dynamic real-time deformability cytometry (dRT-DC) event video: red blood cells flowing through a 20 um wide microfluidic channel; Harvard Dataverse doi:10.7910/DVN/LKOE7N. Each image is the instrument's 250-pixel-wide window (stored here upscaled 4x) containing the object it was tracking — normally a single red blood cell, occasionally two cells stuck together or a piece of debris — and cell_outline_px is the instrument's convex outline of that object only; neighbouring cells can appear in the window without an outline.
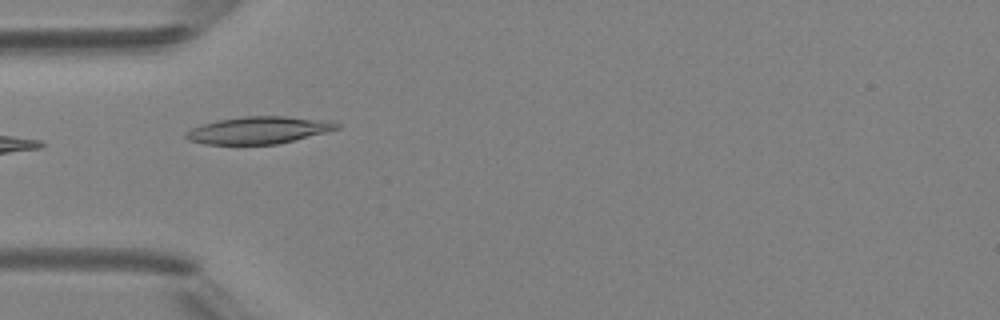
{"species": "Egyptian fruit bat (a non-hibernating species)", "species_latin": "Rousettus aegyptiacus", "temperature_condition": "room temperature", "stored_images_in_passage": 2, "camera_frame_rate_fps": 3000, "um_per_image_px": 0.085, "animal": {"sex": "female"}, "frame": {"image": 1, "passage_image": 1, "time_ms": 0.0, "image_size_px": [1000, 320], "cell_outline_px": [[340, 128], [328, 132], [276, 144], [204, 144], [188, 140], [184, 136], [192, 128], [200, 124], [220, 120], [244, 116], [284, 116], [328, 120], [340, 124]], "centroid_in_image_um": [22.01, 11.06], "position_along_channel_um": 63.0, "area_um2": 23.81}}
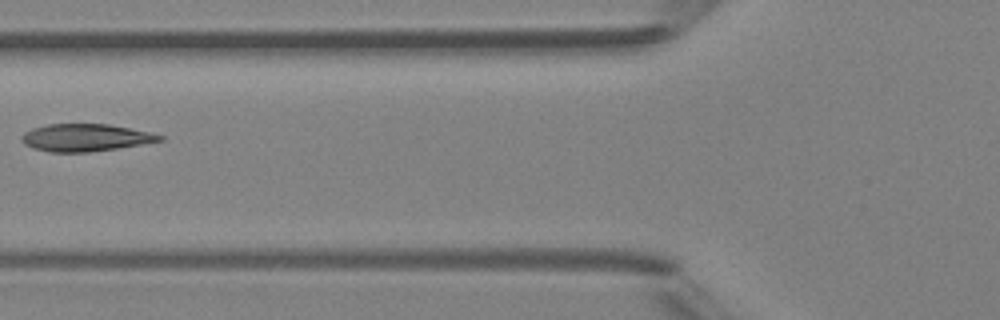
{"frame": {"image": 2, "passage_image": 2, "time_ms": 1.333, "image_size_px": [1000, 320], "cell_outline_px": [[164, 140], [116, 148], [88, 152], [48, 152], [32, 148], [24, 144], [20, 140], [20, 136], [24, 132], [32, 128], [48, 124], [108, 124], [148, 132], [164, 136]], "centroid_in_image_um": [7.19, 11.7], "position_along_channel_um": 118.6, "area_um2": 21.91}}